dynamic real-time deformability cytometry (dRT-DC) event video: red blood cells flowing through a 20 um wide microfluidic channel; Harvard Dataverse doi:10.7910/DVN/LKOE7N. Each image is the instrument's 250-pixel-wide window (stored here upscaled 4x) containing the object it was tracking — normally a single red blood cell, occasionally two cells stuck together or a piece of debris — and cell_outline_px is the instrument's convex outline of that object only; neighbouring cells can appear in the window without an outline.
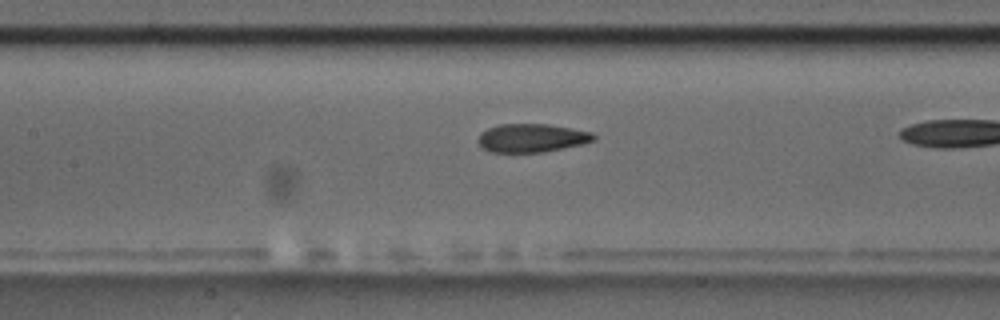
{"species": "common noctule bat (a hibernating species)", "species_latin": "Nyctalus noctula", "temperature_condition": "room temperature", "stored_images_in_passage": 28, "camera_frame_rate_fps": 3000, "um_per_image_px": 0.085, "animal": {"sex": "male", "body_mass_g": 17.5, "forearm_length_mm": 52.3}, "frame": {"image": 1, "passage_image": 24, "time_ms": 7.667, "image_size_px": [1000, 320], "cell_outline_px": [[596, 140], [584, 144], [544, 152], [492, 152], [484, 148], [480, 144], [480, 132], [488, 128], [500, 124], [548, 124], [572, 128], [592, 132], [596, 136]], "centroid_in_image_um": [45.26, 11.72], "position_along_channel_um": 162.1, "area_um2": 19.13}}